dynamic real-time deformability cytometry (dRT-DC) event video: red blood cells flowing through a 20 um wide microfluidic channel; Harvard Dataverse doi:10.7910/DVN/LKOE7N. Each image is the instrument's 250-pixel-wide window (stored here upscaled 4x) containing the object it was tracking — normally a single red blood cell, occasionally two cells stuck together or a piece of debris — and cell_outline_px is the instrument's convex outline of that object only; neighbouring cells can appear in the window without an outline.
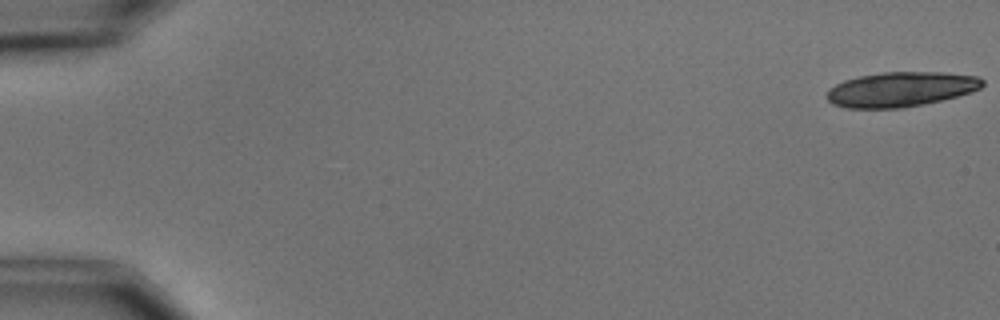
{"species": "common noctule bat (a hibernating species)", "species_latin": "Nyctalus noctula", "temperature_condition": "cold", "stored_images_in_passage": 4, "camera_frame_rate_fps": 3000, "um_per_image_px": 0.085, "animal": {"sex": "male", "body_mass_g": 15.6}, "frame": {"image": 1, "passage_image": 1, "time_ms": 0.0, "image_size_px": [1000, 320], "cell_outline_px": [[984, 84], [980, 88], [972, 92], [940, 100], [900, 108], [848, 108], [832, 104], [824, 96], [836, 84], [844, 80], [860, 76], [884, 72], [940, 72], [980, 76], [984, 80]], "centroid_in_image_um": [76.58, 7.58], "position_along_channel_um": 8.4, "area_um2": 31.39}}